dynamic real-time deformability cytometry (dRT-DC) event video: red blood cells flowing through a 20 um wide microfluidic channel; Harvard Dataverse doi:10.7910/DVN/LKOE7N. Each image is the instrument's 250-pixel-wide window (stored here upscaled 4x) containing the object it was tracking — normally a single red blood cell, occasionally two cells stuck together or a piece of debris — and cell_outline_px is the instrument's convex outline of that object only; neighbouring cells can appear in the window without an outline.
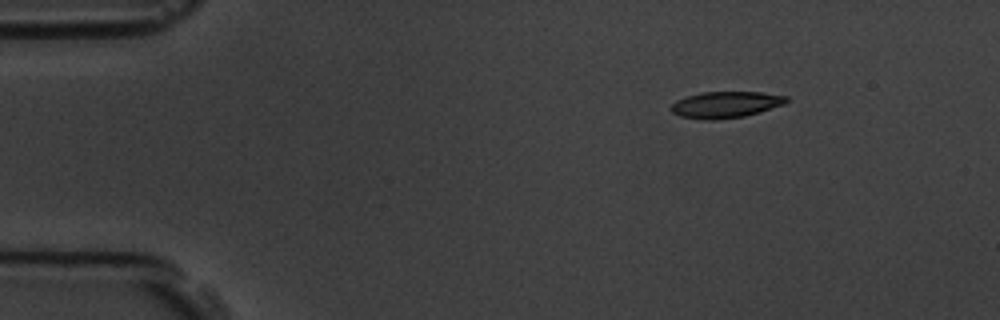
{"species": "common noctule bat (a hibernating species)", "species_latin": "Nyctalus noctula", "temperature_condition": "room temperature", "stored_images_in_passage": 4, "camera_frame_rate_fps": 3000, "um_per_image_px": 0.085, "animal": {"sex": "male", "body_mass_g": 19.5, "forearm_length_mm": 54.6}, "frame": {"image": 1, "passage_image": 1, "time_ms": 0.0, "image_size_px": [1000, 320], "cell_outline_px": [[788, 100], [784, 104], [760, 112], [744, 116], [716, 120], [704, 120], [680, 116], [672, 112], [668, 108], [676, 100], [700, 92], [760, 92], [788, 96]], "centroid_in_image_um": [61.66, 8.9], "position_along_channel_um": 23.3, "area_um2": 17.8}}
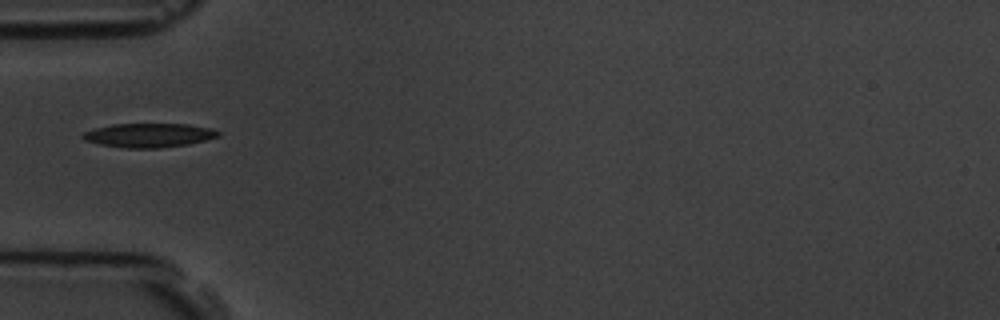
{"frame": {"image": 2, "passage_image": 4, "time_ms": 3.333, "image_size_px": [1000, 320], "cell_outline_px": [[220, 136], [188, 144], [160, 148], [128, 148], [100, 144], [84, 140], [80, 136], [84, 132], [96, 128], [112, 124], [188, 124], [212, 128], [220, 132]], "centroid_in_image_um": [12.67, 11.49], "position_along_channel_um": 72.3, "area_um2": 18.9}}